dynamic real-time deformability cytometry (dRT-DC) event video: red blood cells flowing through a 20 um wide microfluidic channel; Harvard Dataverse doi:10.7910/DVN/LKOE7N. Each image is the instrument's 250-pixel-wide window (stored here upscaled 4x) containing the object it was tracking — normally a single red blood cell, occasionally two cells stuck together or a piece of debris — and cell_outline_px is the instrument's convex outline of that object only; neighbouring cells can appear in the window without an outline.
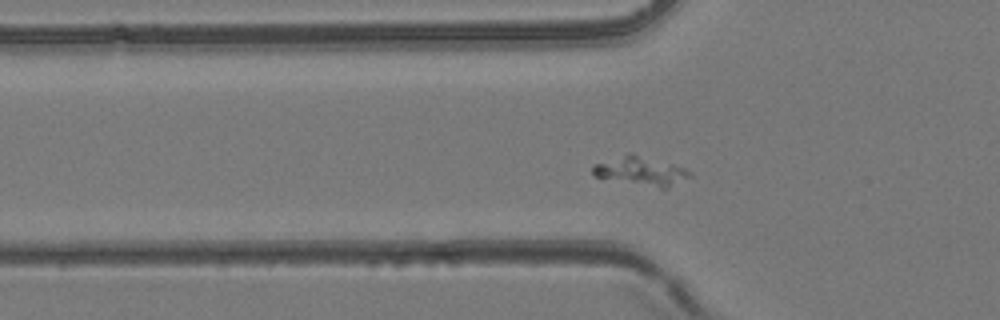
{"species": "common noctule bat (a hibernating species)", "species_latin": "Nyctalus noctula", "temperature_condition": "room temperature", "stored_images_in_passage": 40, "camera_frame_rate_fps": 3000, "um_per_image_px": 0.085, "animal": {"sex": "female", "body_mass_g": 24.6, "forearm_length_mm": 56.2}, "frame": {"image": 1, "passage_image": 7, "time_ms": 2.0, "image_size_px": [1000, 320], "cell_outline_px": [[692, 176], [668, 188], [660, 188], [596, 176], [592, 172], [592, 168], [596, 164], [628, 152], [672, 164], [684, 168], [692, 172]], "centroid_in_image_um": [54.52, 14.53], "position_along_channel_um": 71.3, "area_um2": 15.84}}
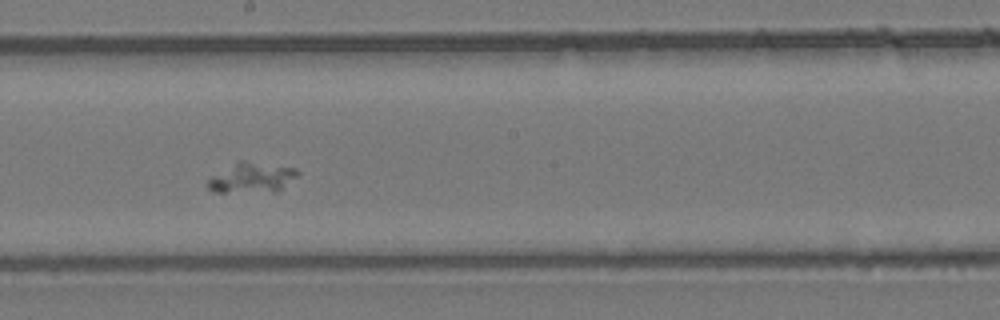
{"frame": {"image": 2, "passage_image": 18, "time_ms": 5.667, "image_size_px": [1000, 320], "cell_outline_px": [[300, 172], [296, 176], [276, 192], [212, 192], [204, 184], [212, 176], [240, 160], [244, 160], [296, 168]], "centroid_in_image_um": [21.37, 15.11], "position_along_channel_um": 226.8, "area_um2": 15.72}}
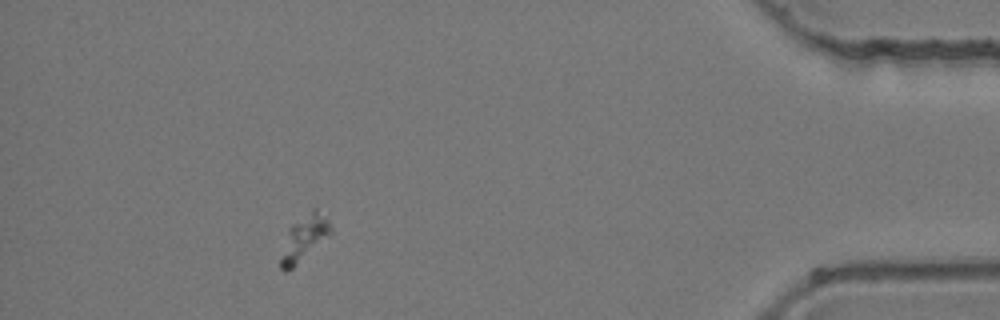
{"frame": {"image": 3, "passage_image": 35, "time_ms": 11.333, "image_size_px": [1000, 320], "cell_outline_px": [[332, 232], [292, 268], [284, 272], [280, 268], [280, 260], [288, 228], [292, 224], [312, 208], [316, 208], [328, 220], [332, 228]], "centroid_in_image_um": [25.84, 20.21], "position_along_channel_um": 409.4, "area_um2": 12.77}}